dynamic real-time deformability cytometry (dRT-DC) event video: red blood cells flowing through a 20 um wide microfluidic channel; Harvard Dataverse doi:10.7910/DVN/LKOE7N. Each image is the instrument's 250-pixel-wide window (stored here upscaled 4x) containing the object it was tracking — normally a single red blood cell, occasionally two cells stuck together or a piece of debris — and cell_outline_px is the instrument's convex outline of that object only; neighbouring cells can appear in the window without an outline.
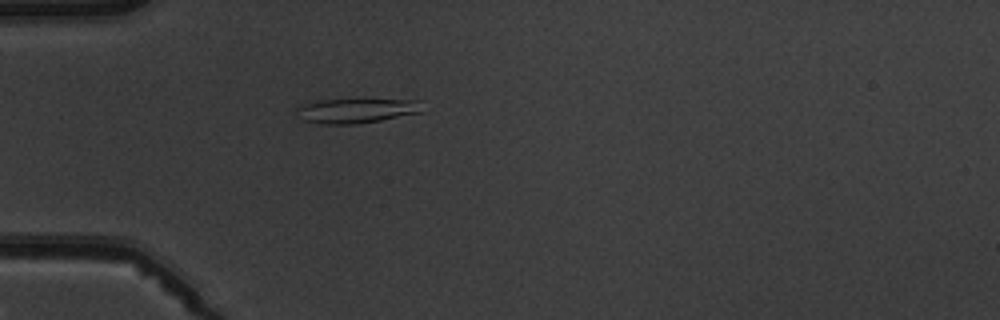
{"species": "common noctule bat (a hibernating species)", "species_latin": "Nyctalus noctula", "temperature_condition": "warm", "stored_images_in_passage": 5, "camera_frame_rate_fps": 3000, "um_per_image_px": 0.085, "animal": {"sex": "male", "body_mass_g": 19.5, "forearm_length_mm": 54.6}, "frame": {"image": 1, "passage_image": 5, "time_ms": 4.667, "image_size_px": [1000, 320], "cell_outline_px": [[424, 112], [380, 120], [352, 124], [324, 124], [300, 120], [296, 108], [300, 104], [320, 100], [420, 100]], "centroid_in_image_um": [30.27, 9.41], "position_along_channel_um": 54.7, "area_um2": 17.98}}